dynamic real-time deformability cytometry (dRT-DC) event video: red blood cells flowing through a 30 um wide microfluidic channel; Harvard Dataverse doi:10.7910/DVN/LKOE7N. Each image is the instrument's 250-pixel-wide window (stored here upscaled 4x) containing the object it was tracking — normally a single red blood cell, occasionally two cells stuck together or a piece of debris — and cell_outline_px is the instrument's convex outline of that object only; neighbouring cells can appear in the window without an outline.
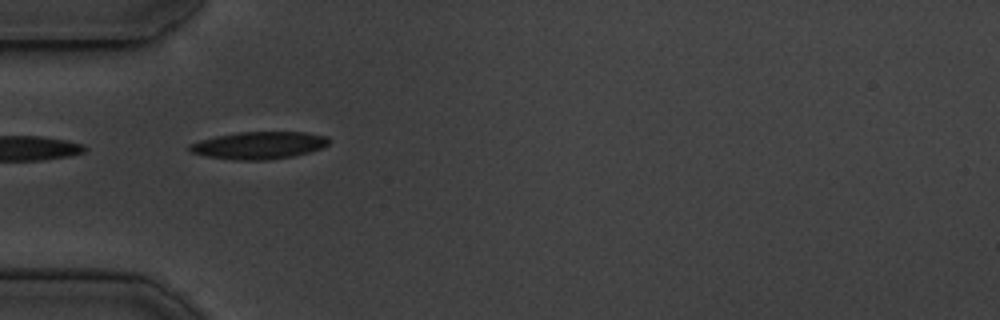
{"species": "common noctule bat (a hibernating species)", "species_latin": "Nyctalus noctula", "temperature_condition": "cold", "stored_images_in_passage": 24, "camera_frame_rate_fps": 3000, "um_per_image_px": 0.085, "animal": {"sex": "male", "body_mass_g": 19.5, "forearm_length_mm": 54.6}, "frame": {"image": 1, "passage_image": 1, "time_ms": 0.0, "image_size_px": [1000, 320], "cell_outline_px": [[328, 144], [324, 148], [292, 156], [268, 160], [236, 160], [204, 156], [192, 152], [188, 148], [188, 144], [200, 140], [216, 136], [236, 132], [304, 132], [328, 136]], "centroid_in_image_um": [22.0, 12.35], "position_along_channel_um": 63.0, "area_um2": 22.25}}